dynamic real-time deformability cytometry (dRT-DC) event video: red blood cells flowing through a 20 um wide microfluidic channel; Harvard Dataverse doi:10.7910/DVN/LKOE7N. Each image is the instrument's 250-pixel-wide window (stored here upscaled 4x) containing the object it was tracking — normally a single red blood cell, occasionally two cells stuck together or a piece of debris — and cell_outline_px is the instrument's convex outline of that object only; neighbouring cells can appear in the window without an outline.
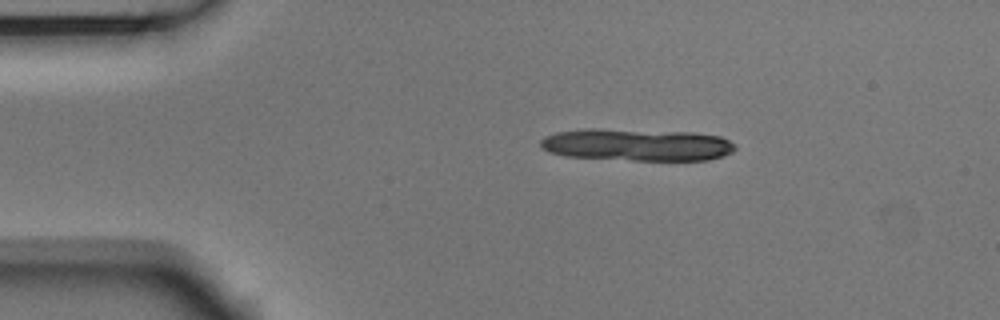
{"species": "Egyptian fruit bat (a non-hibernating species)", "species_latin": "Rousettus aegyptiacus", "temperature_condition": "room temperature", "stored_images_in_passage": 13, "camera_frame_rate_fps": 3000, "um_per_image_px": 0.085, "animal": {"sex": "male"}, "frame": {"image": 1, "passage_image": 8, "time_ms": 2.333, "image_size_px": [1000, 320], "cell_outline_px": [[736, 148], [732, 152], [708, 160], [632, 160], [564, 156], [548, 152], [540, 148], [540, 140], [544, 136], [556, 132], [584, 128], [600, 128], [696, 132], [720, 136], [736, 144]], "centroid_in_image_um": [54.1, 12.29], "position_along_channel_um": 30.9, "area_um2": 37.05}}